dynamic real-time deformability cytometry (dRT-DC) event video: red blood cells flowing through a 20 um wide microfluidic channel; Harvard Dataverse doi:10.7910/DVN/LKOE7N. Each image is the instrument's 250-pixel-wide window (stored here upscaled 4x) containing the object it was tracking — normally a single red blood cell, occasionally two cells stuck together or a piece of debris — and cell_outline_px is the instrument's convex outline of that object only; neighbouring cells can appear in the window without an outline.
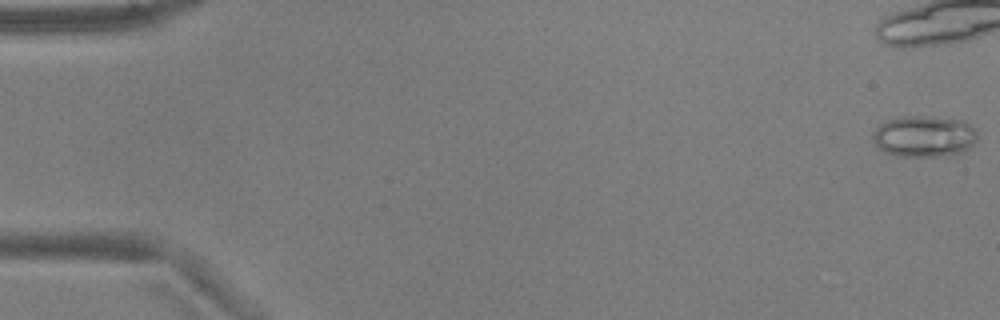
{"species": "common noctule bat (a hibernating species)", "species_latin": "Nyctalus noctula", "temperature_condition": "warm", "stored_images_in_passage": 6, "camera_frame_rate_fps": 3000, "um_per_image_px": 0.085, "animal": {"sex": "male", "body_mass_g": 17.9, "forearm_length_mm": 54.2}, "frame": {"image": 1, "passage_image": 1, "time_ms": 0.0, "image_size_px": [1000, 320], "cell_outline_px": [[976, 140], [968, 148], [960, 152], [940, 156], [900, 156], [884, 152], [872, 140], [872, 132], [880, 124], [888, 120], [904, 116], [920, 116], [964, 120], [976, 132]], "centroid_in_image_um": [78.51, 11.58], "position_along_channel_um": 6.5, "area_um2": 24.85}}